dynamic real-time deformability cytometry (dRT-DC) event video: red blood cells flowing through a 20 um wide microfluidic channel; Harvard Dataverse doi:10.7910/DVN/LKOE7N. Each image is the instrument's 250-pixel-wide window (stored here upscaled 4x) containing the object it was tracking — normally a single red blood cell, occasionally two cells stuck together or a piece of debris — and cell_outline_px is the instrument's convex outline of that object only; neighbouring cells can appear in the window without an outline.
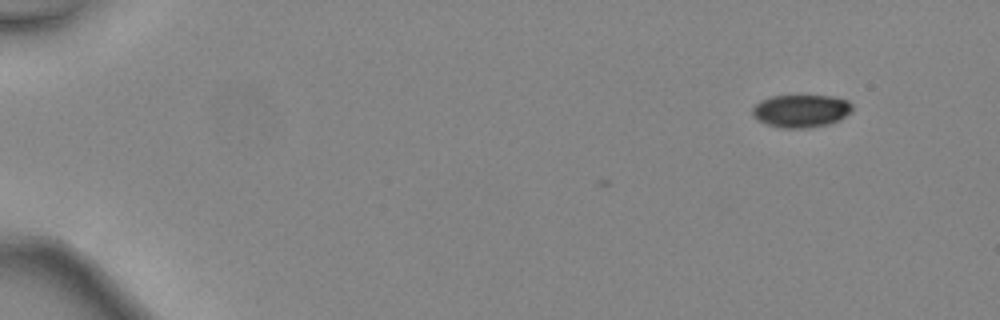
{"species": "common noctule bat (a hibernating species)", "species_latin": "Nyctalus noctula", "temperature_condition": "warm", "stored_images_in_passage": 4, "camera_frame_rate_fps": 3000, "um_per_image_px": 0.085, "animal": {"sex": "female", "body_mass_g": 24.6, "forearm_length_mm": 56.2}, "frame": {"image": 1, "passage_image": 1, "time_ms": 0.0, "image_size_px": [1000, 320], "cell_outline_px": [[852, 108], [840, 120], [828, 124], [808, 128], [780, 128], [756, 120], [752, 116], [752, 108], [760, 100], [772, 96], [832, 96], [848, 100], [852, 104]], "centroid_in_image_um": [68.05, 9.43], "position_along_channel_um": 16.9, "area_um2": 19.07}}